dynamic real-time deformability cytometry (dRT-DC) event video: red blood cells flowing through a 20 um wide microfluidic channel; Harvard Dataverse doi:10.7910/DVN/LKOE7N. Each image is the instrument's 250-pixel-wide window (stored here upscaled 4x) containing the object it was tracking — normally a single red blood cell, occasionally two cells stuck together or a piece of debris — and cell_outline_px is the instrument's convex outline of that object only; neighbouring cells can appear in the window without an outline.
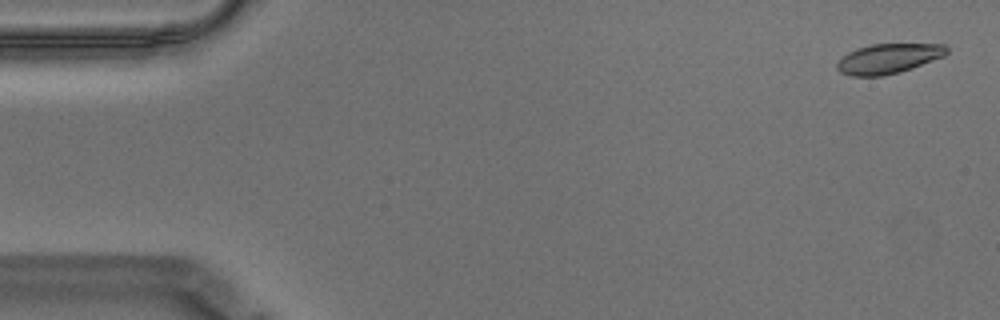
{"species": "Egyptian fruit bat (a non-hibernating species)", "species_latin": "Rousettus aegyptiacus", "temperature_condition": "warm", "stored_images_in_passage": 57, "camera_frame_rate_fps": 3000, "um_per_image_px": 0.085, "animal": {"sex": "male"}, "frame": {"image": 1, "passage_image": 2, "time_ms": 0.333, "image_size_px": [1000, 320], "cell_outline_px": [[948, 52], [944, 56], [912, 68], [900, 72], [884, 76], [852, 76], [840, 72], [836, 68], [836, 64], [848, 52], [856, 48], [872, 44], [944, 44], [948, 48]], "centroid_in_image_um": [75.51, 4.98], "position_along_channel_um": 9.5, "area_um2": 19.07}}
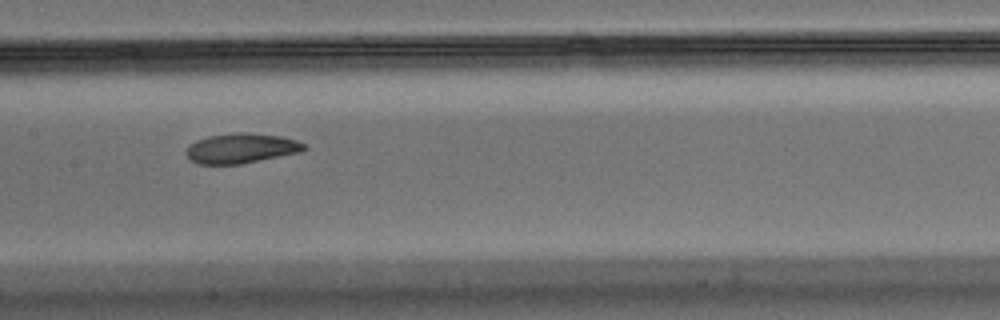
{"frame": {"image": 2, "passage_image": 28, "time_ms": 9.0, "image_size_px": [1000, 320], "cell_outline_px": [[308, 148], [300, 152], [240, 164], [196, 164], [188, 160], [184, 152], [188, 144], [196, 140], [208, 136], [236, 132], [240, 132], [280, 136], [296, 140], [304, 144]], "centroid_in_image_um": [20.42, 12.61], "position_along_channel_um": 187.0, "area_um2": 20.69}}
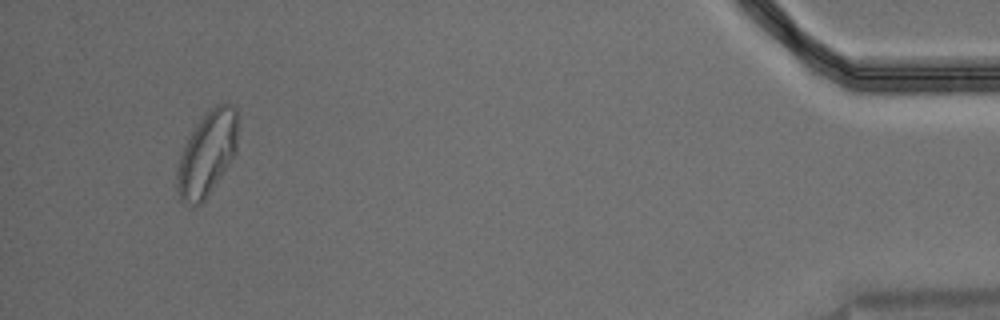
{"frame": {"image": 3, "passage_image": 54, "time_ms": 17.667, "image_size_px": [1000, 320], "cell_outline_px": [[236, 152], [208, 196], [200, 204], [192, 204], [180, 200], [176, 188], [176, 172], [180, 156], [188, 136], [192, 128], [208, 108], [216, 104], [232, 104], [236, 108]], "centroid_in_image_um": [17.57, 13.03], "position_along_channel_um": 417.6, "area_um2": 29.82}, "authors_computed_cell_mechanics": {"area_um2": 20.6924, "velocity_mm_per_s": 3.5096, "shape_relaxation_time_tau1_ms": 4.8075, "shape_relaxation_time_tau2_ms": 2.7544, "deformation_change_tau1": 0.151, "deformation_change_tau2": 0.083}}